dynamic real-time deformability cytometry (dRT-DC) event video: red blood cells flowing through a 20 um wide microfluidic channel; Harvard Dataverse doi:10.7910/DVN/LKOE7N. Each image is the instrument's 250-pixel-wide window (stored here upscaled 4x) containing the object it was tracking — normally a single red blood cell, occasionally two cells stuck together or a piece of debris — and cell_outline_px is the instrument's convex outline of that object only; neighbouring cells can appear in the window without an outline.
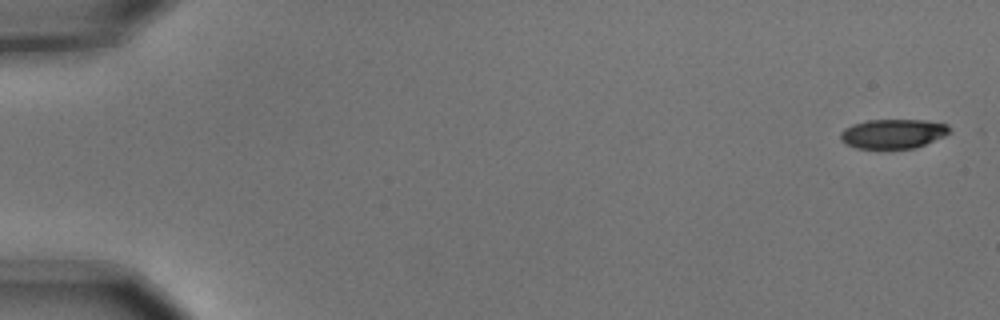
{"species": "common noctule bat (a hibernating species)", "species_latin": "Nyctalus noctula", "temperature_condition": "cold", "stored_images_in_passage": 6, "camera_frame_rate_fps": 3000, "um_per_image_px": 0.085, "animal": {"sex": "male", "body_mass_g": 15.6}, "frame": {"image": 1, "passage_image": 1, "time_ms": 0.0, "image_size_px": [1000, 320], "cell_outline_px": [[952, 132], [944, 136], [924, 144], [912, 148], [856, 148], [844, 144], [840, 140], [840, 132], [844, 128], [852, 124], [868, 120], [928, 120], [948, 124], [952, 128]], "centroid_in_image_um": [75.91, 11.35], "position_along_channel_um": 9.1, "area_um2": 18.84}}
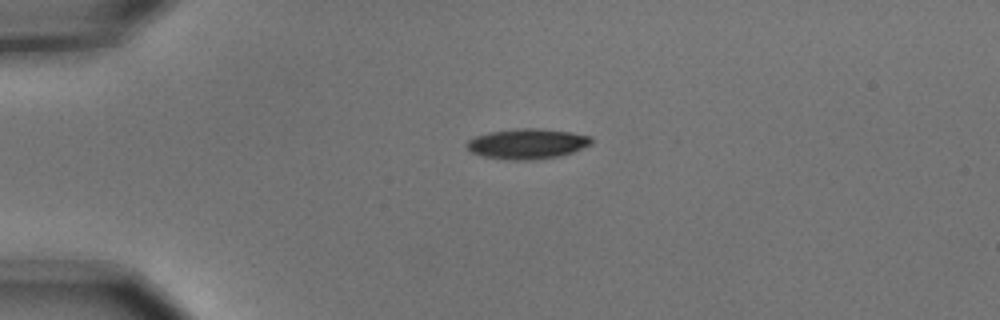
{"frame": {"image": 2, "passage_image": 4, "time_ms": 1.0, "image_size_px": [1000, 320], "cell_outline_px": [[592, 144], [572, 152], [560, 156], [528, 160], [512, 160], [484, 156], [472, 152], [464, 144], [468, 140], [476, 136], [488, 132], [516, 128], [540, 128], [572, 132], [592, 136]], "centroid_in_image_um": [44.83, 12.2], "position_along_channel_um": 40.2, "area_um2": 22.02}}
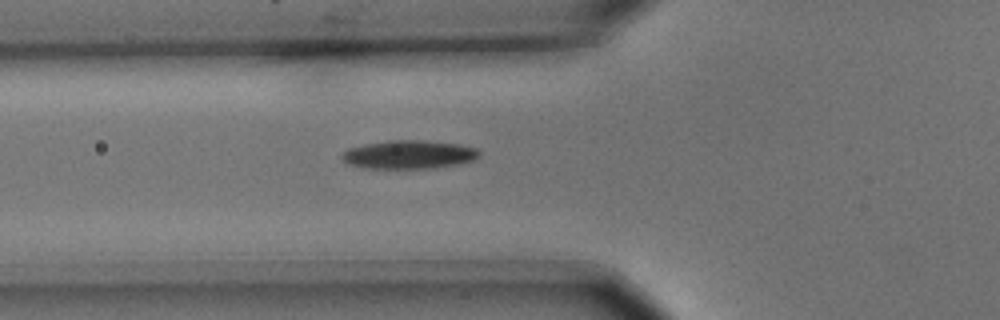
{"frame": {"image": 3, "passage_image": 6, "time_ms": 1.667, "image_size_px": [1000, 320], "cell_outline_px": [[480, 156], [476, 160], [436, 168], [364, 168], [344, 164], [340, 156], [348, 148], [364, 144], [388, 140], [424, 140], [460, 144], [476, 148], [480, 152]], "centroid_in_image_um": [34.74, 13.14], "position_along_channel_um": 91.1, "area_um2": 23.12}}